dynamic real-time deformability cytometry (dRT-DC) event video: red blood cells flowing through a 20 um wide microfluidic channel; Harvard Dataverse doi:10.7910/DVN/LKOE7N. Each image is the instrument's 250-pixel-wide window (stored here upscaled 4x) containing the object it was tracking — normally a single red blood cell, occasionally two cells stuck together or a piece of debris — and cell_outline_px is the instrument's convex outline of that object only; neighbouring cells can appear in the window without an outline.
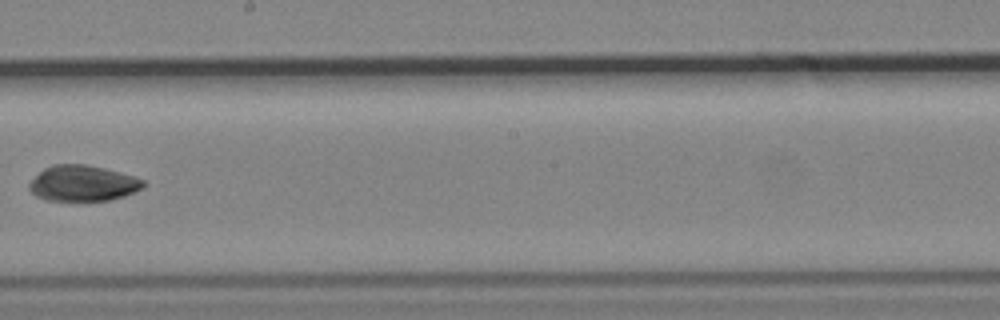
{"species": "common noctule bat (a hibernating species)", "species_latin": "Nyctalus noctula", "temperature_condition": "cold", "stored_images_in_passage": 10, "camera_frame_rate_fps": 3000, "um_per_image_px": 0.085, "animal": {"sex": "male", "body_mass_g": 19.2, "forearm_length_mm": 51.8}, "frame": {"image": 1, "passage_image": 9, "time_ms": 9.667, "image_size_px": [1000, 320], "cell_outline_px": [[148, 184], [144, 188], [136, 192], [124, 196], [108, 200], [76, 204], [44, 200], [36, 196], [28, 188], [28, 184], [44, 168], [52, 164], [84, 164], [104, 168], [132, 176], [144, 180]], "centroid_in_image_um": [7.04, 15.64], "position_along_channel_um": 241.2, "area_um2": 24.68}}
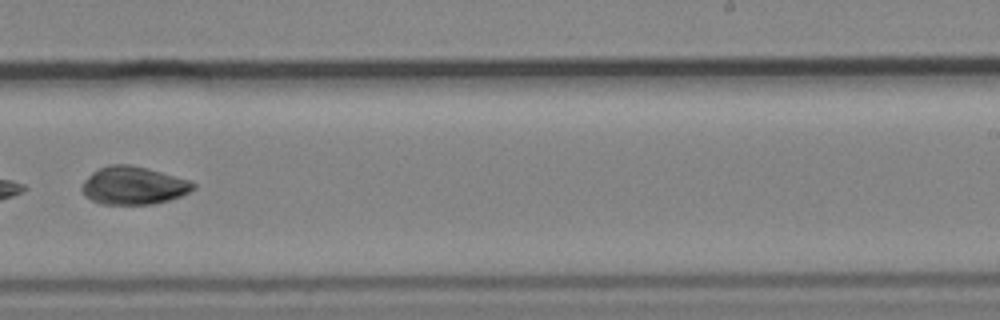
{"frame": {"image": 2, "passage_image": 10, "time_ms": 10.667, "image_size_px": [1000, 320], "cell_outline_px": [[196, 188], [180, 196], [156, 204], [100, 204], [84, 196], [80, 188], [84, 180], [92, 172], [108, 164], [132, 164], [188, 180], [196, 184]], "centroid_in_image_um": [11.3, 15.77], "position_along_channel_um": 277.7, "area_um2": 24.62}}